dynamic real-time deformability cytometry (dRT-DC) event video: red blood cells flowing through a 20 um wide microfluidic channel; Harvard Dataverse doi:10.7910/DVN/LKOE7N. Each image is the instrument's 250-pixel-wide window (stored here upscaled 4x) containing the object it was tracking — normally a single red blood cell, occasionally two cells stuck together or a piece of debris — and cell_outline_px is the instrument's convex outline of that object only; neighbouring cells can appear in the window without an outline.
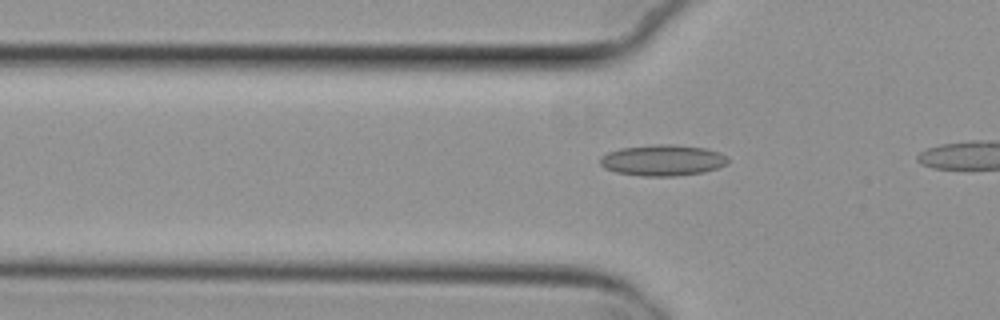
{"species": "common noctule bat (a hibernating species)", "species_latin": "Nyctalus noctula", "temperature_condition": "cold", "stored_images_in_passage": 4, "camera_frame_rate_fps": 3000, "um_per_image_px": 0.085, "animal": {"sex": "female", "body_mass_g": 29.2, "forearm_length_mm": 56.3}, "frame": {"image": 1, "passage_image": 2, "time_ms": 0.333, "image_size_px": [1000, 320], "cell_outline_px": [[728, 164], [704, 172], [676, 176], [640, 176], [616, 172], [604, 168], [600, 164], [600, 156], [608, 152], [620, 148], [656, 144], [672, 144], [708, 148], [720, 152], [728, 156]], "centroid_in_image_um": [56.34, 13.62], "position_along_channel_um": 69.5, "area_um2": 23.41}}